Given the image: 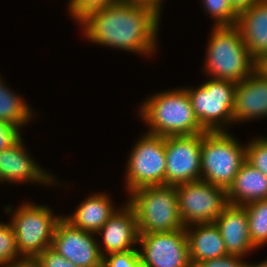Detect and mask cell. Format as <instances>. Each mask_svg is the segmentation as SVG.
<instances>
[{
	"mask_svg": "<svg viewBox=\"0 0 267 267\" xmlns=\"http://www.w3.org/2000/svg\"><path fill=\"white\" fill-rule=\"evenodd\" d=\"M27 152L22 137L10 148L0 151V182H33L47 186L57 183Z\"/></svg>",
	"mask_w": 267,
	"mask_h": 267,
	"instance_id": "obj_14",
	"label": "cell"
},
{
	"mask_svg": "<svg viewBox=\"0 0 267 267\" xmlns=\"http://www.w3.org/2000/svg\"><path fill=\"white\" fill-rule=\"evenodd\" d=\"M223 238L226 252L244 257L256 248L251 242L246 209L241 205L227 204L214 222Z\"/></svg>",
	"mask_w": 267,
	"mask_h": 267,
	"instance_id": "obj_15",
	"label": "cell"
},
{
	"mask_svg": "<svg viewBox=\"0 0 267 267\" xmlns=\"http://www.w3.org/2000/svg\"><path fill=\"white\" fill-rule=\"evenodd\" d=\"M260 0H230L232 6L238 11L241 12L245 9L250 8L252 5H254L256 2H259Z\"/></svg>",
	"mask_w": 267,
	"mask_h": 267,
	"instance_id": "obj_32",
	"label": "cell"
},
{
	"mask_svg": "<svg viewBox=\"0 0 267 267\" xmlns=\"http://www.w3.org/2000/svg\"><path fill=\"white\" fill-rule=\"evenodd\" d=\"M246 160L267 177V137L254 138L247 144Z\"/></svg>",
	"mask_w": 267,
	"mask_h": 267,
	"instance_id": "obj_25",
	"label": "cell"
},
{
	"mask_svg": "<svg viewBox=\"0 0 267 267\" xmlns=\"http://www.w3.org/2000/svg\"><path fill=\"white\" fill-rule=\"evenodd\" d=\"M244 267H267V260L260 262L259 264H249L247 261L245 262Z\"/></svg>",
	"mask_w": 267,
	"mask_h": 267,
	"instance_id": "obj_35",
	"label": "cell"
},
{
	"mask_svg": "<svg viewBox=\"0 0 267 267\" xmlns=\"http://www.w3.org/2000/svg\"><path fill=\"white\" fill-rule=\"evenodd\" d=\"M139 234V254L144 267H193L185 228Z\"/></svg>",
	"mask_w": 267,
	"mask_h": 267,
	"instance_id": "obj_10",
	"label": "cell"
},
{
	"mask_svg": "<svg viewBox=\"0 0 267 267\" xmlns=\"http://www.w3.org/2000/svg\"><path fill=\"white\" fill-rule=\"evenodd\" d=\"M103 267H144L138 249L118 252L103 257Z\"/></svg>",
	"mask_w": 267,
	"mask_h": 267,
	"instance_id": "obj_27",
	"label": "cell"
},
{
	"mask_svg": "<svg viewBox=\"0 0 267 267\" xmlns=\"http://www.w3.org/2000/svg\"><path fill=\"white\" fill-rule=\"evenodd\" d=\"M127 160V192L146 186L165 185V137L144 133Z\"/></svg>",
	"mask_w": 267,
	"mask_h": 267,
	"instance_id": "obj_8",
	"label": "cell"
},
{
	"mask_svg": "<svg viewBox=\"0 0 267 267\" xmlns=\"http://www.w3.org/2000/svg\"><path fill=\"white\" fill-rule=\"evenodd\" d=\"M248 216L249 235L257 249L267 243V199L244 206Z\"/></svg>",
	"mask_w": 267,
	"mask_h": 267,
	"instance_id": "obj_22",
	"label": "cell"
},
{
	"mask_svg": "<svg viewBox=\"0 0 267 267\" xmlns=\"http://www.w3.org/2000/svg\"><path fill=\"white\" fill-rule=\"evenodd\" d=\"M165 185L201 180V134L165 137Z\"/></svg>",
	"mask_w": 267,
	"mask_h": 267,
	"instance_id": "obj_11",
	"label": "cell"
},
{
	"mask_svg": "<svg viewBox=\"0 0 267 267\" xmlns=\"http://www.w3.org/2000/svg\"><path fill=\"white\" fill-rule=\"evenodd\" d=\"M117 1L120 0H69V14L73 19L80 22L93 11L100 10Z\"/></svg>",
	"mask_w": 267,
	"mask_h": 267,
	"instance_id": "obj_26",
	"label": "cell"
},
{
	"mask_svg": "<svg viewBox=\"0 0 267 267\" xmlns=\"http://www.w3.org/2000/svg\"><path fill=\"white\" fill-rule=\"evenodd\" d=\"M94 234L78 229L62 216L56 223L51 248L77 267H103L100 242Z\"/></svg>",
	"mask_w": 267,
	"mask_h": 267,
	"instance_id": "obj_12",
	"label": "cell"
},
{
	"mask_svg": "<svg viewBox=\"0 0 267 267\" xmlns=\"http://www.w3.org/2000/svg\"><path fill=\"white\" fill-rule=\"evenodd\" d=\"M160 15L152 6L120 0L93 11L79 24L93 43L149 56L156 50Z\"/></svg>",
	"mask_w": 267,
	"mask_h": 267,
	"instance_id": "obj_1",
	"label": "cell"
},
{
	"mask_svg": "<svg viewBox=\"0 0 267 267\" xmlns=\"http://www.w3.org/2000/svg\"><path fill=\"white\" fill-rule=\"evenodd\" d=\"M267 117V78L255 71L237 82L233 109L234 123Z\"/></svg>",
	"mask_w": 267,
	"mask_h": 267,
	"instance_id": "obj_16",
	"label": "cell"
},
{
	"mask_svg": "<svg viewBox=\"0 0 267 267\" xmlns=\"http://www.w3.org/2000/svg\"><path fill=\"white\" fill-rule=\"evenodd\" d=\"M139 108V115L149 125L147 133L162 137L202 134L186 88L165 90L149 97Z\"/></svg>",
	"mask_w": 267,
	"mask_h": 267,
	"instance_id": "obj_2",
	"label": "cell"
},
{
	"mask_svg": "<svg viewBox=\"0 0 267 267\" xmlns=\"http://www.w3.org/2000/svg\"><path fill=\"white\" fill-rule=\"evenodd\" d=\"M204 10L215 20V27L234 26L237 24L239 12L230 0H202Z\"/></svg>",
	"mask_w": 267,
	"mask_h": 267,
	"instance_id": "obj_23",
	"label": "cell"
},
{
	"mask_svg": "<svg viewBox=\"0 0 267 267\" xmlns=\"http://www.w3.org/2000/svg\"><path fill=\"white\" fill-rule=\"evenodd\" d=\"M228 204L245 206L267 199V177L247 160L226 190Z\"/></svg>",
	"mask_w": 267,
	"mask_h": 267,
	"instance_id": "obj_17",
	"label": "cell"
},
{
	"mask_svg": "<svg viewBox=\"0 0 267 267\" xmlns=\"http://www.w3.org/2000/svg\"><path fill=\"white\" fill-rule=\"evenodd\" d=\"M206 48L205 72L213 79L240 82L254 72L240 29L234 26L213 27Z\"/></svg>",
	"mask_w": 267,
	"mask_h": 267,
	"instance_id": "obj_3",
	"label": "cell"
},
{
	"mask_svg": "<svg viewBox=\"0 0 267 267\" xmlns=\"http://www.w3.org/2000/svg\"><path fill=\"white\" fill-rule=\"evenodd\" d=\"M238 255H224L215 259H207L198 263L195 267H244L245 261Z\"/></svg>",
	"mask_w": 267,
	"mask_h": 267,
	"instance_id": "obj_30",
	"label": "cell"
},
{
	"mask_svg": "<svg viewBox=\"0 0 267 267\" xmlns=\"http://www.w3.org/2000/svg\"><path fill=\"white\" fill-rule=\"evenodd\" d=\"M10 224L13 228L16 247L22 259L35 260L45 249L50 248L57 221L62 216H55L46 205L24 202L12 215Z\"/></svg>",
	"mask_w": 267,
	"mask_h": 267,
	"instance_id": "obj_6",
	"label": "cell"
},
{
	"mask_svg": "<svg viewBox=\"0 0 267 267\" xmlns=\"http://www.w3.org/2000/svg\"><path fill=\"white\" fill-rule=\"evenodd\" d=\"M102 235L99 251L102 257L107 254L134 250L139 243L138 223L134 209L126 203L109 218L95 234ZM103 247V248H102ZM106 252V254H105Z\"/></svg>",
	"mask_w": 267,
	"mask_h": 267,
	"instance_id": "obj_13",
	"label": "cell"
},
{
	"mask_svg": "<svg viewBox=\"0 0 267 267\" xmlns=\"http://www.w3.org/2000/svg\"><path fill=\"white\" fill-rule=\"evenodd\" d=\"M237 83L213 79L197 88H187L194 115L206 132L227 131L223 126L234 123L233 109Z\"/></svg>",
	"mask_w": 267,
	"mask_h": 267,
	"instance_id": "obj_7",
	"label": "cell"
},
{
	"mask_svg": "<svg viewBox=\"0 0 267 267\" xmlns=\"http://www.w3.org/2000/svg\"><path fill=\"white\" fill-rule=\"evenodd\" d=\"M21 259L11 224L0 222V264L12 263Z\"/></svg>",
	"mask_w": 267,
	"mask_h": 267,
	"instance_id": "obj_24",
	"label": "cell"
},
{
	"mask_svg": "<svg viewBox=\"0 0 267 267\" xmlns=\"http://www.w3.org/2000/svg\"><path fill=\"white\" fill-rule=\"evenodd\" d=\"M254 71L267 78V51L260 53L254 58Z\"/></svg>",
	"mask_w": 267,
	"mask_h": 267,
	"instance_id": "obj_31",
	"label": "cell"
},
{
	"mask_svg": "<svg viewBox=\"0 0 267 267\" xmlns=\"http://www.w3.org/2000/svg\"><path fill=\"white\" fill-rule=\"evenodd\" d=\"M0 77V120L17 126L19 129L31 121L32 109L23 98L5 86Z\"/></svg>",
	"mask_w": 267,
	"mask_h": 267,
	"instance_id": "obj_21",
	"label": "cell"
},
{
	"mask_svg": "<svg viewBox=\"0 0 267 267\" xmlns=\"http://www.w3.org/2000/svg\"><path fill=\"white\" fill-rule=\"evenodd\" d=\"M129 194L127 203L135 211L139 233L171 232L185 228L175 186H146Z\"/></svg>",
	"mask_w": 267,
	"mask_h": 267,
	"instance_id": "obj_4",
	"label": "cell"
},
{
	"mask_svg": "<svg viewBox=\"0 0 267 267\" xmlns=\"http://www.w3.org/2000/svg\"><path fill=\"white\" fill-rule=\"evenodd\" d=\"M179 212L184 227L213 223L228 204L226 190L203 180L177 185Z\"/></svg>",
	"mask_w": 267,
	"mask_h": 267,
	"instance_id": "obj_9",
	"label": "cell"
},
{
	"mask_svg": "<svg viewBox=\"0 0 267 267\" xmlns=\"http://www.w3.org/2000/svg\"><path fill=\"white\" fill-rule=\"evenodd\" d=\"M236 26L253 58L267 51V6L262 0L239 12Z\"/></svg>",
	"mask_w": 267,
	"mask_h": 267,
	"instance_id": "obj_19",
	"label": "cell"
},
{
	"mask_svg": "<svg viewBox=\"0 0 267 267\" xmlns=\"http://www.w3.org/2000/svg\"><path fill=\"white\" fill-rule=\"evenodd\" d=\"M126 1H130V2H134L137 4H145L148 6H152L154 7L159 13H161L162 10V6L161 3L163 2V0H126Z\"/></svg>",
	"mask_w": 267,
	"mask_h": 267,
	"instance_id": "obj_34",
	"label": "cell"
},
{
	"mask_svg": "<svg viewBox=\"0 0 267 267\" xmlns=\"http://www.w3.org/2000/svg\"><path fill=\"white\" fill-rule=\"evenodd\" d=\"M264 2V4L267 6V0H262Z\"/></svg>",
	"mask_w": 267,
	"mask_h": 267,
	"instance_id": "obj_36",
	"label": "cell"
},
{
	"mask_svg": "<svg viewBox=\"0 0 267 267\" xmlns=\"http://www.w3.org/2000/svg\"><path fill=\"white\" fill-rule=\"evenodd\" d=\"M1 267H38L35 260L21 259L20 261L0 264Z\"/></svg>",
	"mask_w": 267,
	"mask_h": 267,
	"instance_id": "obj_33",
	"label": "cell"
},
{
	"mask_svg": "<svg viewBox=\"0 0 267 267\" xmlns=\"http://www.w3.org/2000/svg\"><path fill=\"white\" fill-rule=\"evenodd\" d=\"M35 261L38 267H77L54 251L51 247L45 249Z\"/></svg>",
	"mask_w": 267,
	"mask_h": 267,
	"instance_id": "obj_28",
	"label": "cell"
},
{
	"mask_svg": "<svg viewBox=\"0 0 267 267\" xmlns=\"http://www.w3.org/2000/svg\"><path fill=\"white\" fill-rule=\"evenodd\" d=\"M111 201L107 193H94L84 199L72 215L63 217L78 229L97 233L117 211Z\"/></svg>",
	"mask_w": 267,
	"mask_h": 267,
	"instance_id": "obj_20",
	"label": "cell"
},
{
	"mask_svg": "<svg viewBox=\"0 0 267 267\" xmlns=\"http://www.w3.org/2000/svg\"><path fill=\"white\" fill-rule=\"evenodd\" d=\"M191 227H186L185 231L189 244L190 262L193 267L207 259L227 255L225 243L214 222L194 224L193 229Z\"/></svg>",
	"mask_w": 267,
	"mask_h": 267,
	"instance_id": "obj_18",
	"label": "cell"
},
{
	"mask_svg": "<svg viewBox=\"0 0 267 267\" xmlns=\"http://www.w3.org/2000/svg\"><path fill=\"white\" fill-rule=\"evenodd\" d=\"M245 160L246 146L228 131L201 134V180L227 190Z\"/></svg>",
	"mask_w": 267,
	"mask_h": 267,
	"instance_id": "obj_5",
	"label": "cell"
},
{
	"mask_svg": "<svg viewBox=\"0 0 267 267\" xmlns=\"http://www.w3.org/2000/svg\"><path fill=\"white\" fill-rule=\"evenodd\" d=\"M20 130L17 126L0 120V151L10 148L22 137Z\"/></svg>",
	"mask_w": 267,
	"mask_h": 267,
	"instance_id": "obj_29",
	"label": "cell"
}]
</instances>
